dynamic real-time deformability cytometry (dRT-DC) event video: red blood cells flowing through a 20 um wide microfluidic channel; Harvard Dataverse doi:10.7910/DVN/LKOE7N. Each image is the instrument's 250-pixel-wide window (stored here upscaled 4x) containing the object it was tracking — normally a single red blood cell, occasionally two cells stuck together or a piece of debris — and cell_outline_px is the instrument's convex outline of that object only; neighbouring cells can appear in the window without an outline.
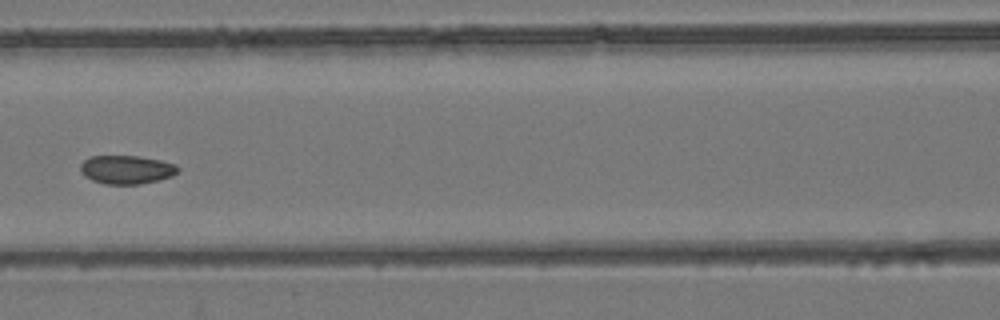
{"species": "common noctule bat (a hibernating species)", "species_latin": "Nyctalus noctula", "temperature_condition": "room temperature", "stored_images_in_passage": 6, "camera_frame_rate_fps": 3000, "um_per_image_px": 0.085, "animal": {"sex": "female", "body_mass_g": 24.6, "forearm_length_mm": 56.2}, "frame": {"image": 1, "passage_image": 6, "time_ms": 5.667, "image_size_px": [1000, 320], "cell_outline_px": [[180, 172], [172, 176], [160, 180], [140, 184], [104, 184], [92, 180], [84, 176], [80, 172], [80, 164], [88, 156], [140, 156], [160, 160], [176, 164], [180, 168]], "centroid_in_image_um": [10.77, 14.42], "position_along_channel_um": 155.8, "area_um2": 16.53}}